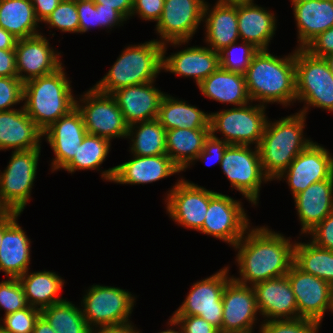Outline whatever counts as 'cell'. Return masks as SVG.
Instances as JSON below:
<instances>
[{"label":"cell","instance_id":"6da1fadb","mask_svg":"<svg viewBox=\"0 0 333 333\" xmlns=\"http://www.w3.org/2000/svg\"><path fill=\"white\" fill-rule=\"evenodd\" d=\"M251 226L233 246L238 252L236 261L240 277L232 278L242 284L253 286L261 281L278 278L288 273L294 264L296 241L267 226Z\"/></svg>","mask_w":333,"mask_h":333},{"label":"cell","instance_id":"7a4b0ae2","mask_svg":"<svg viewBox=\"0 0 333 333\" xmlns=\"http://www.w3.org/2000/svg\"><path fill=\"white\" fill-rule=\"evenodd\" d=\"M251 102L278 103L289 107L296 102L295 50L284 57L259 50L245 72Z\"/></svg>","mask_w":333,"mask_h":333},{"label":"cell","instance_id":"3957f363","mask_svg":"<svg viewBox=\"0 0 333 333\" xmlns=\"http://www.w3.org/2000/svg\"><path fill=\"white\" fill-rule=\"evenodd\" d=\"M306 115L297 112L279 120L268 119L258 146L262 169L270 181L276 180L313 141L304 137Z\"/></svg>","mask_w":333,"mask_h":333},{"label":"cell","instance_id":"277c9868","mask_svg":"<svg viewBox=\"0 0 333 333\" xmlns=\"http://www.w3.org/2000/svg\"><path fill=\"white\" fill-rule=\"evenodd\" d=\"M62 65L55 72L24 83L23 108L44 132L76 107L70 79Z\"/></svg>","mask_w":333,"mask_h":333},{"label":"cell","instance_id":"5b68a950","mask_svg":"<svg viewBox=\"0 0 333 333\" xmlns=\"http://www.w3.org/2000/svg\"><path fill=\"white\" fill-rule=\"evenodd\" d=\"M93 87L104 94L132 85L156 81L163 66V44L157 39L128 45Z\"/></svg>","mask_w":333,"mask_h":333},{"label":"cell","instance_id":"8992f818","mask_svg":"<svg viewBox=\"0 0 333 333\" xmlns=\"http://www.w3.org/2000/svg\"><path fill=\"white\" fill-rule=\"evenodd\" d=\"M295 81L296 101L304 103L299 112L307 115L312 106L333 113V73L324 58L295 48Z\"/></svg>","mask_w":333,"mask_h":333},{"label":"cell","instance_id":"52a82bcc","mask_svg":"<svg viewBox=\"0 0 333 333\" xmlns=\"http://www.w3.org/2000/svg\"><path fill=\"white\" fill-rule=\"evenodd\" d=\"M246 104L210 113V133L228 144L259 146L268 121L266 106ZM222 133L219 138L216 133Z\"/></svg>","mask_w":333,"mask_h":333},{"label":"cell","instance_id":"ba28073f","mask_svg":"<svg viewBox=\"0 0 333 333\" xmlns=\"http://www.w3.org/2000/svg\"><path fill=\"white\" fill-rule=\"evenodd\" d=\"M136 298L128 290L93 284L81 300L83 316L92 331L131 322Z\"/></svg>","mask_w":333,"mask_h":333},{"label":"cell","instance_id":"9c48e42d","mask_svg":"<svg viewBox=\"0 0 333 333\" xmlns=\"http://www.w3.org/2000/svg\"><path fill=\"white\" fill-rule=\"evenodd\" d=\"M41 148L12 151L3 172L0 170V205L7 212L22 213L31 200Z\"/></svg>","mask_w":333,"mask_h":333},{"label":"cell","instance_id":"30bf717a","mask_svg":"<svg viewBox=\"0 0 333 333\" xmlns=\"http://www.w3.org/2000/svg\"><path fill=\"white\" fill-rule=\"evenodd\" d=\"M251 147L229 144L220 167L232 189L239 191L249 203L256 206L260 200L261 185L270 182V179L263 172L258 147Z\"/></svg>","mask_w":333,"mask_h":333},{"label":"cell","instance_id":"8fae6325","mask_svg":"<svg viewBox=\"0 0 333 333\" xmlns=\"http://www.w3.org/2000/svg\"><path fill=\"white\" fill-rule=\"evenodd\" d=\"M80 97L76 98V107L82 115L88 134L109 141L127 138L129 125L111 94H104L92 87Z\"/></svg>","mask_w":333,"mask_h":333},{"label":"cell","instance_id":"7c38bea8","mask_svg":"<svg viewBox=\"0 0 333 333\" xmlns=\"http://www.w3.org/2000/svg\"><path fill=\"white\" fill-rule=\"evenodd\" d=\"M229 266L221 268L213 275L192 284L185 300L172 315H196L222 332V294L226 284L232 279Z\"/></svg>","mask_w":333,"mask_h":333},{"label":"cell","instance_id":"4fadbf2b","mask_svg":"<svg viewBox=\"0 0 333 333\" xmlns=\"http://www.w3.org/2000/svg\"><path fill=\"white\" fill-rule=\"evenodd\" d=\"M205 0H165L160 19L155 25L161 44L185 45L203 21Z\"/></svg>","mask_w":333,"mask_h":333},{"label":"cell","instance_id":"5bb4252c","mask_svg":"<svg viewBox=\"0 0 333 333\" xmlns=\"http://www.w3.org/2000/svg\"><path fill=\"white\" fill-rule=\"evenodd\" d=\"M183 178L175 182L165 195L166 212L170 219L185 229H202L210 199L216 194Z\"/></svg>","mask_w":333,"mask_h":333},{"label":"cell","instance_id":"9a60e30c","mask_svg":"<svg viewBox=\"0 0 333 333\" xmlns=\"http://www.w3.org/2000/svg\"><path fill=\"white\" fill-rule=\"evenodd\" d=\"M249 220L240 200L217 192L209 201L205 221L199 232L233 247L250 227Z\"/></svg>","mask_w":333,"mask_h":333},{"label":"cell","instance_id":"2e32d148","mask_svg":"<svg viewBox=\"0 0 333 333\" xmlns=\"http://www.w3.org/2000/svg\"><path fill=\"white\" fill-rule=\"evenodd\" d=\"M328 150L312 142L276 180H286L294 197L313 183L333 179V155Z\"/></svg>","mask_w":333,"mask_h":333},{"label":"cell","instance_id":"e0dca14e","mask_svg":"<svg viewBox=\"0 0 333 333\" xmlns=\"http://www.w3.org/2000/svg\"><path fill=\"white\" fill-rule=\"evenodd\" d=\"M286 276L297 301L299 318L322 323L325 312L332 310L333 287L325 280L303 272L295 264Z\"/></svg>","mask_w":333,"mask_h":333},{"label":"cell","instance_id":"ac0fdd59","mask_svg":"<svg viewBox=\"0 0 333 333\" xmlns=\"http://www.w3.org/2000/svg\"><path fill=\"white\" fill-rule=\"evenodd\" d=\"M133 158V159H132ZM101 172V178L116 184H149L182 172L167 155L137 156Z\"/></svg>","mask_w":333,"mask_h":333},{"label":"cell","instance_id":"d6986e66","mask_svg":"<svg viewBox=\"0 0 333 333\" xmlns=\"http://www.w3.org/2000/svg\"><path fill=\"white\" fill-rule=\"evenodd\" d=\"M14 50L17 77L23 83L51 74L63 65L61 53L51 47L47 37L42 33L18 39Z\"/></svg>","mask_w":333,"mask_h":333},{"label":"cell","instance_id":"ffe728a7","mask_svg":"<svg viewBox=\"0 0 333 333\" xmlns=\"http://www.w3.org/2000/svg\"><path fill=\"white\" fill-rule=\"evenodd\" d=\"M222 303V332L254 333L260 314L252 286L242 285L232 278L224 288Z\"/></svg>","mask_w":333,"mask_h":333},{"label":"cell","instance_id":"44dd1931","mask_svg":"<svg viewBox=\"0 0 333 333\" xmlns=\"http://www.w3.org/2000/svg\"><path fill=\"white\" fill-rule=\"evenodd\" d=\"M87 131L80 111L75 107L43 132V139L51 146L54 157L51 170H62L76 155Z\"/></svg>","mask_w":333,"mask_h":333},{"label":"cell","instance_id":"7402d4cb","mask_svg":"<svg viewBox=\"0 0 333 333\" xmlns=\"http://www.w3.org/2000/svg\"><path fill=\"white\" fill-rule=\"evenodd\" d=\"M20 215L18 212L3 215L0 271L8 278H19L30 269L31 241L17 221Z\"/></svg>","mask_w":333,"mask_h":333},{"label":"cell","instance_id":"603a6c76","mask_svg":"<svg viewBox=\"0 0 333 333\" xmlns=\"http://www.w3.org/2000/svg\"><path fill=\"white\" fill-rule=\"evenodd\" d=\"M259 314L268 320L297 319V301L286 275L254 284Z\"/></svg>","mask_w":333,"mask_h":333},{"label":"cell","instance_id":"cb8c5ba5","mask_svg":"<svg viewBox=\"0 0 333 333\" xmlns=\"http://www.w3.org/2000/svg\"><path fill=\"white\" fill-rule=\"evenodd\" d=\"M167 44H163L162 70L172 74L191 77L198 86L220 67L219 52L208 46L185 47L166 57Z\"/></svg>","mask_w":333,"mask_h":333},{"label":"cell","instance_id":"d4e9b609","mask_svg":"<svg viewBox=\"0 0 333 333\" xmlns=\"http://www.w3.org/2000/svg\"><path fill=\"white\" fill-rule=\"evenodd\" d=\"M154 82L123 87L111 94L129 126L157 119L161 101L166 93L156 88Z\"/></svg>","mask_w":333,"mask_h":333},{"label":"cell","instance_id":"484cf974","mask_svg":"<svg viewBox=\"0 0 333 333\" xmlns=\"http://www.w3.org/2000/svg\"><path fill=\"white\" fill-rule=\"evenodd\" d=\"M43 131L27 115L23 106L0 111V151H26L41 148Z\"/></svg>","mask_w":333,"mask_h":333},{"label":"cell","instance_id":"4316f807","mask_svg":"<svg viewBox=\"0 0 333 333\" xmlns=\"http://www.w3.org/2000/svg\"><path fill=\"white\" fill-rule=\"evenodd\" d=\"M301 235H307L325 217L333 212V179L309 185L293 197Z\"/></svg>","mask_w":333,"mask_h":333},{"label":"cell","instance_id":"83f0119b","mask_svg":"<svg viewBox=\"0 0 333 333\" xmlns=\"http://www.w3.org/2000/svg\"><path fill=\"white\" fill-rule=\"evenodd\" d=\"M274 12L258 6L254 1L237 3L238 31L241 41L258 50H269V43L277 29Z\"/></svg>","mask_w":333,"mask_h":333},{"label":"cell","instance_id":"f1b7e54d","mask_svg":"<svg viewBox=\"0 0 333 333\" xmlns=\"http://www.w3.org/2000/svg\"><path fill=\"white\" fill-rule=\"evenodd\" d=\"M297 27L298 49L333 27V0H291Z\"/></svg>","mask_w":333,"mask_h":333},{"label":"cell","instance_id":"f546056e","mask_svg":"<svg viewBox=\"0 0 333 333\" xmlns=\"http://www.w3.org/2000/svg\"><path fill=\"white\" fill-rule=\"evenodd\" d=\"M206 2L203 12L205 43L214 51L239 41L237 3H218L214 6Z\"/></svg>","mask_w":333,"mask_h":333},{"label":"cell","instance_id":"4dcf8cb0","mask_svg":"<svg viewBox=\"0 0 333 333\" xmlns=\"http://www.w3.org/2000/svg\"><path fill=\"white\" fill-rule=\"evenodd\" d=\"M202 94L220 103L244 106L251 102L248 95L245 75L227 71L219 67L198 86Z\"/></svg>","mask_w":333,"mask_h":333},{"label":"cell","instance_id":"1f68e13d","mask_svg":"<svg viewBox=\"0 0 333 333\" xmlns=\"http://www.w3.org/2000/svg\"><path fill=\"white\" fill-rule=\"evenodd\" d=\"M166 131L175 128L210 129V113L165 94L157 117Z\"/></svg>","mask_w":333,"mask_h":333},{"label":"cell","instance_id":"d6a6232c","mask_svg":"<svg viewBox=\"0 0 333 333\" xmlns=\"http://www.w3.org/2000/svg\"><path fill=\"white\" fill-rule=\"evenodd\" d=\"M210 134V129L175 128L166 131V154L181 171H186L203 150Z\"/></svg>","mask_w":333,"mask_h":333},{"label":"cell","instance_id":"836d02e7","mask_svg":"<svg viewBox=\"0 0 333 333\" xmlns=\"http://www.w3.org/2000/svg\"><path fill=\"white\" fill-rule=\"evenodd\" d=\"M27 303L31 307L44 309L64 299L59 295L64 287V279L52 271L29 272L20 276Z\"/></svg>","mask_w":333,"mask_h":333},{"label":"cell","instance_id":"e575fe53","mask_svg":"<svg viewBox=\"0 0 333 333\" xmlns=\"http://www.w3.org/2000/svg\"><path fill=\"white\" fill-rule=\"evenodd\" d=\"M31 0H0V27L17 39L41 34Z\"/></svg>","mask_w":333,"mask_h":333},{"label":"cell","instance_id":"d590c367","mask_svg":"<svg viewBox=\"0 0 333 333\" xmlns=\"http://www.w3.org/2000/svg\"><path fill=\"white\" fill-rule=\"evenodd\" d=\"M127 138L132 142L129 147L132 155L156 156L166 154V130L158 119L130 125Z\"/></svg>","mask_w":333,"mask_h":333},{"label":"cell","instance_id":"8d00e7d4","mask_svg":"<svg viewBox=\"0 0 333 333\" xmlns=\"http://www.w3.org/2000/svg\"><path fill=\"white\" fill-rule=\"evenodd\" d=\"M294 264L303 272L325 280L333 287V251L313 242H298L294 247Z\"/></svg>","mask_w":333,"mask_h":333},{"label":"cell","instance_id":"74e56055","mask_svg":"<svg viewBox=\"0 0 333 333\" xmlns=\"http://www.w3.org/2000/svg\"><path fill=\"white\" fill-rule=\"evenodd\" d=\"M81 306L64 299L41 310V316L56 333H93L89 328Z\"/></svg>","mask_w":333,"mask_h":333},{"label":"cell","instance_id":"f35d334b","mask_svg":"<svg viewBox=\"0 0 333 333\" xmlns=\"http://www.w3.org/2000/svg\"><path fill=\"white\" fill-rule=\"evenodd\" d=\"M110 147L111 141L108 139L87 133L79 145L76 155L62 170L71 174L78 170L99 171L111 151Z\"/></svg>","mask_w":333,"mask_h":333},{"label":"cell","instance_id":"ab89813d","mask_svg":"<svg viewBox=\"0 0 333 333\" xmlns=\"http://www.w3.org/2000/svg\"><path fill=\"white\" fill-rule=\"evenodd\" d=\"M258 51L252 44L245 41H240V44L232 43L219 51L220 67L227 71L245 74L250 61Z\"/></svg>","mask_w":333,"mask_h":333},{"label":"cell","instance_id":"60d3db41","mask_svg":"<svg viewBox=\"0 0 333 333\" xmlns=\"http://www.w3.org/2000/svg\"><path fill=\"white\" fill-rule=\"evenodd\" d=\"M48 28H56L65 33H79V16L76 0H62L57 8L46 18Z\"/></svg>","mask_w":333,"mask_h":333},{"label":"cell","instance_id":"b9f144b4","mask_svg":"<svg viewBox=\"0 0 333 333\" xmlns=\"http://www.w3.org/2000/svg\"><path fill=\"white\" fill-rule=\"evenodd\" d=\"M321 322L306 319H281L261 322L258 333H318Z\"/></svg>","mask_w":333,"mask_h":333},{"label":"cell","instance_id":"7bdbcfd3","mask_svg":"<svg viewBox=\"0 0 333 333\" xmlns=\"http://www.w3.org/2000/svg\"><path fill=\"white\" fill-rule=\"evenodd\" d=\"M27 306L25 293L18 278H8L0 282V309H4L3 316Z\"/></svg>","mask_w":333,"mask_h":333},{"label":"cell","instance_id":"ee69618b","mask_svg":"<svg viewBox=\"0 0 333 333\" xmlns=\"http://www.w3.org/2000/svg\"><path fill=\"white\" fill-rule=\"evenodd\" d=\"M41 310L27 306L14 313L0 318V326L10 333H32L36 320L40 317Z\"/></svg>","mask_w":333,"mask_h":333},{"label":"cell","instance_id":"f6af8a7d","mask_svg":"<svg viewBox=\"0 0 333 333\" xmlns=\"http://www.w3.org/2000/svg\"><path fill=\"white\" fill-rule=\"evenodd\" d=\"M24 83L18 77H0V111H10L23 102Z\"/></svg>","mask_w":333,"mask_h":333},{"label":"cell","instance_id":"bcb514c9","mask_svg":"<svg viewBox=\"0 0 333 333\" xmlns=\"http://www.w3.org/2000/svg\"><path fill=\"white\" fill-rule=\"evenodd\" d=\"M76 8L79 16V33L83 34L93 27L100 28L99 11L93 0H76Z\"/></svg>","mask_w":333,"mask_h":333},{"label":"cell","instance_id":"7dc6e473","mask_svg":"<svg viewBox=\"0 0 333 333\" xmlns=\"http://www.w3.org/2000/svg\"><path fill=\"white\" fill-rule=\"evenodd\" d=\"M171 318L180 327L182 333H218L219 330L200 316L172 315Z\"/></svg>","mask_w":333,"mask_h":333},{"label":"cell","instance_id":"c3c4849f","mask_svg":"<svg viewBox=\"0 0 333 333\" xmlns=\"http://www.w3.org/2000/svg\"><path fill=\"white\" fill-rule=\"evenodd\" d=\"M307 235H310V241L316 246L333 251V212Z\"/></svg>","mask_w":333,"mask_h":333},{"label":"cell","instance_id":"681fc988","mask_svg":"<svg viewBox=\"0 0 333 333\" xmlns=\"http://www.w3.org/2000/svg\"><path fill=\"white\" fill-rule=\"evenodd\" d=\"M165 0H134L131 17H138L145 21H155L161 17Z\"/></svg>","mask_w":333,"mask_h":333},{"label":"cell","instance_id":"f907efd6","mask_svg":"<svg viewBox=\"0 0 333 333\" xmlns=\"http://www.w3.org/2000/svg\"><path fill=\"white\" fill-rule=\"evenodd\" d=\"M229 144L222 140L213 137L211 134L209 137L205 140L203 150L199 153V155L194 160L195 162L201 160L202 162L207 163L209 160H214V163H218L219 166L222 161L223 154ZM209 161V162H210Z\"/></svg>","mask_w":333,"mask_h":333},{"label":"cell","instance_id":"816d5d0a","mask_svg":"<svg viewBox=\"0 0 333 333\" xmlns=\"http://www.w3.org/2000/svg\"><path fill=\"white\" fill-rule=\"evenodd\" d=\"M304 49L319 58L333 54V27L319 34Z\"/></svg>","mask_w":333,"mask_h":333},{"label":"cell","instance_id":"f5cc1de1","mask_svg":"<svg viewBox=\"0 0 333 333\" xmlns=\"http://www.w3.org/2000/svg\"><path fill=\"white\" fill-rule=\"evenodd\" d=\"M96 8L99 11L100 28L111 29L115 26H123L127 19L114 8L103 7L102 4H96Z\"/></svg>","mask_w":333,"mask_h":333},{"label":"cell","instance_id":"db71d44e","mask_svg":"<svg viewBox=\"0 0 333 333\" xmlns=\"http://www.w3.org/2000/svg\"><path fill=\"white\" fill-rule=\"evenodd\" d=\"M0 77H17L14 49H0Z\"/></svg>","mask_w":333,"mask_h":333},{"label":"cell","instance_id":"11a10c76","mask_svg":"<svg viewBox=\"0 0 333 333\" xmlns=\"http://www.w3.org/2000/svg\"><path fill=\"white\" fill-rule=\"evenodd\" d=\"M62 0H31L35 15L41 24L57 8Z\"/></svg>","mask_w":333,"mask_h":333},{"label":"cell","instance_id":"9f6ffc18","mask_svg":"<svg viewBox=\"0 0 333 333\" xmlns=\"http://www.w3.org/2000/svg\"><path fill=\"white\" fill-rule=\"evenodd\" d=\"M134 0H93L95 4H102L103 7L114 8L119 11L127 20L131 18Z\"/></svg>","mask_w":333,"mask_h":333},{"label":"cell","instance_id":"6f0895ef","mask_svg":"<svg viewBox=\"0 0 333 333\" xmlns=\"http://www.w3.org/2000/svg\"><path fill=\"white\" fill-rule=\"evenodd\" d=\"M93 333H142L137 329L132 321L120 324V325H112L109 327H102L93 331Z\"/></svg>","mask_w":333,"mask_h":333},{"label":"cell","instance_id":"680465c9","mask_svg":"<svg viewBox=\"0 0 333 333\" xmlns=\"http://www.w3.org/2000/svg\"><path fill=\"white\" fill-rule=\"evenodd\" d=\"M17 38L0 27V49H15Z\"/></svg>","mask_w":333,"mask_h":333},{"label":"cell","instance_id":"91938a15","mask_svg":"<svg viewBox=\"0 0 333 333\" xmlns=\"http://www.w3.org/2000/svg\"><path fill=\"white\" fill-rule=\"evenodd\" d=\"M32 333H56L51 325L40 315L36 320L34 330Z\"/></svg>","mask_w":333,"mask_h":333},{"label":"cell","instance_id":"94428289","mask_svg":"<svg viewBox=\"0 0 333 333\" xmlns=\"http://www.w3.org/2000/svg\"><path fill=\"white\" fill-rule=\"evenodd\" d=\"M170 328H168L167 330L164 331H160L158 333H182V330L180 329V327H177V324L174 322V320L170 317V319L168 320V324H167ZM178 328V330H176V328Z\"/></svg>","mask_w":333,"mask_h":333},{"label":"cell","instance_id":"6125c7cd","mask_svg":"<svg viewBox=\"0 0 333 333\" xmlns=\"http://www.w3.org/2000/svg\"><path fill=\"white\" fill-rule=\"evenodd\" d=\"M254 0H216L218 3H230V4H235V3H244V2H251Z\"/></svg>","mask_w":333,"mask_h":333},{"label":"cell","instance_id":"be15d7a7","mask_svg":"<svg viewBox=\"0 0 333 333\" xmlns=\"http://www.w3.org/2000/svg\"><path fill=\"white\" fill-rule=\"evenodd\" d=\"M327 62L329 69L333 73V54L323 57Z\"/></svg>","mask_w":333,"mask_h":333},{"label":"cell","instance_id":"e7e4bbea","mask_svg":"<svg viewBox=\"0 0 333 333\" xmlns=\"http://www.w3.org/2000/svg\"><path fill=\"white\" fill-rule=\"evenodd\" d=\"M2 237H3V216L0 217V245H1Z\"/></svg>","mask_w":333,"mask_h":333},{"label":"cell","instance_id":"03108f58","mask_svg":"<svg viewBox=\"0 0 333 333\" xmlns=\"http://www.w3.org/2000/svg\"><path fill=\"white\" fill-rule=\"evenodd\" d=\"M7 211L0 205V217H2Z\"/></svg>","mask_w":333,"mask_h":333},{"label":"cell","instance_id":"003e7915","mask_svg":"<svg viewBox=\"0 0 333 333\" xmlns=\"http://www.w3.org/2000/svg\"><path fill=\"white\" fill-rule=\"evenodd\" d=\"M0 333H10V332L4 330V329L0 326Z\"/></svg>","mask_w":333,"mask_h":333},{"label":"cell","instance_id":"a7ac6f4b","mask_svg":"<svg viewBox=\"0 0 333 333\" xmlns=\"http://www.w3.org/2000/svg\"><path fill=\"white\" fill-rule=\"evenodd\" d=\"M218 333H231V332H221V331H219ZM235 333H237V332H235Z\"/></svg>","mask_w":333,"mask_h":333}]
</instances>
